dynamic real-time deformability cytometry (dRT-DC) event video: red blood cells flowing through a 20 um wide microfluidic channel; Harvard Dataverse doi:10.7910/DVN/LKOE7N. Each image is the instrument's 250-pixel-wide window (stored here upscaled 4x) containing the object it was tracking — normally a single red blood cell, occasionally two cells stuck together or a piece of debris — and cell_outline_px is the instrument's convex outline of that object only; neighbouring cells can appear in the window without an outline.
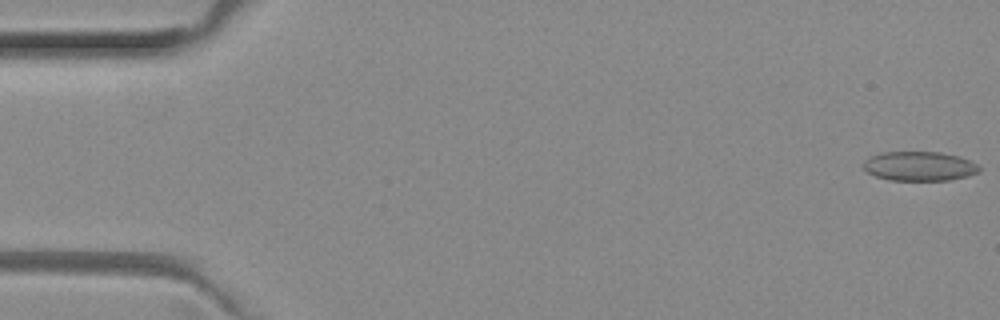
{"species": "common noctule bat (a hibernating species)", "species_latin": "Nyctalus noctula", "temperature_condition": "room temperature", "stored_images_in_passage": 52, "camera_frame_rate_fps": 3000, "um_per_image_px": 0.085, "animal": {"sex": "female", "body_mass_g": 29.2, "forearm_length_mm": 56.3}, "frame": {"image": 1, "passage_image": 1, "time_ms": 0.0, "image_size_px": [1000, 320], "cell_outline_px": [[980, 168], [976, 172], [964, 176], [948, 180], [888, 180], [876, 176], [868, 172], [864, 168], [864, 160], [868, 156], [884, 152], [940, 152], [960, 156], [976, 164]], "centroid_in_image_um": [78.09, 14.11], "position_along_channel_um": 6.9, "area_um2": 19.59}}
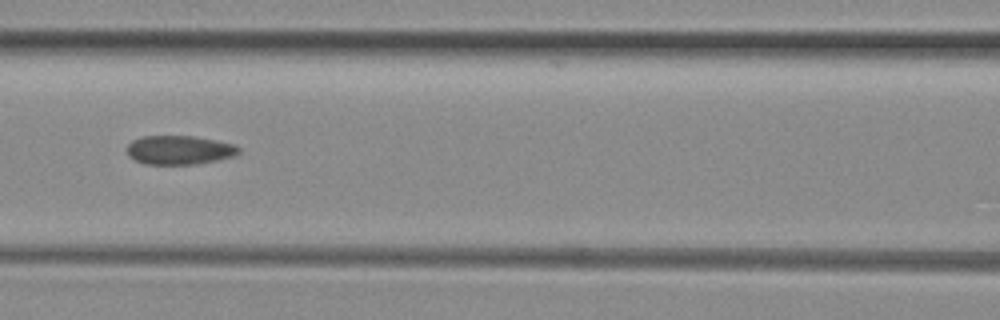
{"frame": {"image": 2, "passage_image": 23, "time_ms": 7.333, "image_size_px": [1000, 320], "cell_outline_px": [[240, 152], [232, 156], [216, 160], [196, 164], [144, 164], [128, 156], [124, 148], [132, 140], [144, 136], [192, 136], [216, 140], [232, 144], [240, 148]], "centroid_in_image_um": [15.18, 12.75], "position_along_channel_um": 151.4, "area_um2": 18.84}}
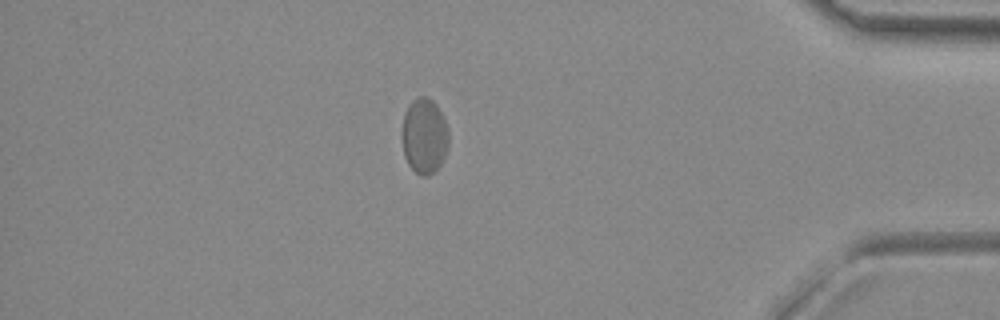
{"frame": {"image": 3, "passage_image": 45, "time_ms": 14.667, "image_size_px": [1000, 320], "cell_outline_px": [[448, 148], [440, 164], [428, 176], [420, 176], [408, 164], [404, 156], [400, 136], [404, 112], [408, 104], [412, 100], [420, 96], [424, 96], [432, 100], [436, 104], [444, 120], [448, 132]], "centroid_in_image_um": [36.02, 11.55], "position_along_channel_um": 399.2, "area_um2": 20.69}, "authors_computed_cell_mechanics": {"area_um2": 19.652, "velocity_mm_per_s": 3.9588, "shape_relaxation_time_tau1_ms": null, "shape_relaxation_time_tau2_ms": 1.6548, "deformation_change_tau1": null, "deformation_change_tau2": 0.0569}}